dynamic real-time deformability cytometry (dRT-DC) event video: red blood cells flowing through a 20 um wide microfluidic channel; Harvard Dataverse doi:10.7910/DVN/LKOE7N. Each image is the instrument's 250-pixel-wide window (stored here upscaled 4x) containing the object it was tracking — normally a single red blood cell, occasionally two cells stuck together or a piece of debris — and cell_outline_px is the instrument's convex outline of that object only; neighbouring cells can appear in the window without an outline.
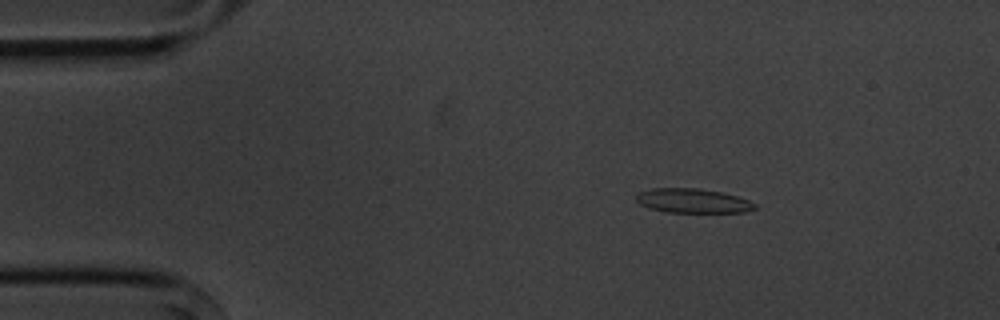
{"species": "common noctule bat (a hibernating species)", "species_latin": "Nyctalus noctula", "temperature_condition": "cold", "stored_images_in_passage": 4, "camera_frame_rate_fps": 3000, "um_per_image_px": 0.085, "animal": {"sex": "male", "body_mass_g": 20.1, "forearm_length_mm": 53.5}, "frame": {"image": 1, "passage_image": 2, "time_ms": 1.0, "image_size_px": [1000, 320], "cell_outline_px": [[756, 208], [744, 212], [668, 212], [648, 208], [640, 204], [636, 200], [636, 196], [640, 192], [652, 188], [700, 188], [724, 192], [748, 200], [756, 204]], "centroid_in_image_um": [58.89, 17.06], "position_along_channel_um": 26.1, "area_um2": 16.82}}
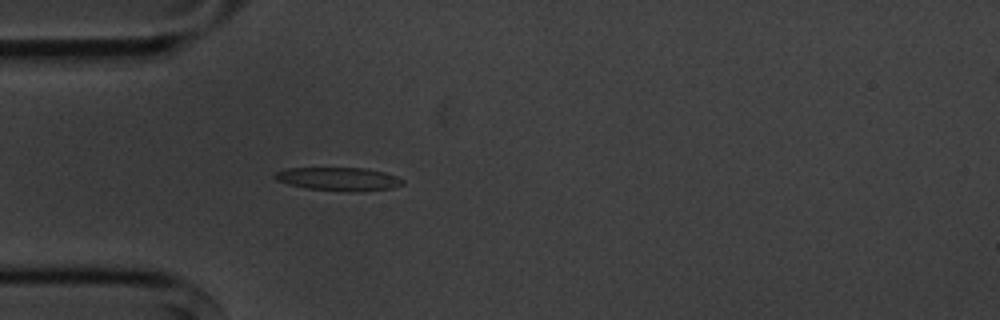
{"frame": {"image": 2, "passage_image": 4, "time_ms": 3.333, "image_size_px": [1000, 320], "cell_outline_px": [[404, 184], [392, 188], [348, 192], [308, 188], [288, 184], [276, 180], [272, 176], [276, 172], [288, 168], [364, 168], [384, 172], [396, 176], [404, 180]], "centroid_in_image_um": [28.78, 15.21], "position_along_channel_um": 56.2, "area_um2": 17.28}}